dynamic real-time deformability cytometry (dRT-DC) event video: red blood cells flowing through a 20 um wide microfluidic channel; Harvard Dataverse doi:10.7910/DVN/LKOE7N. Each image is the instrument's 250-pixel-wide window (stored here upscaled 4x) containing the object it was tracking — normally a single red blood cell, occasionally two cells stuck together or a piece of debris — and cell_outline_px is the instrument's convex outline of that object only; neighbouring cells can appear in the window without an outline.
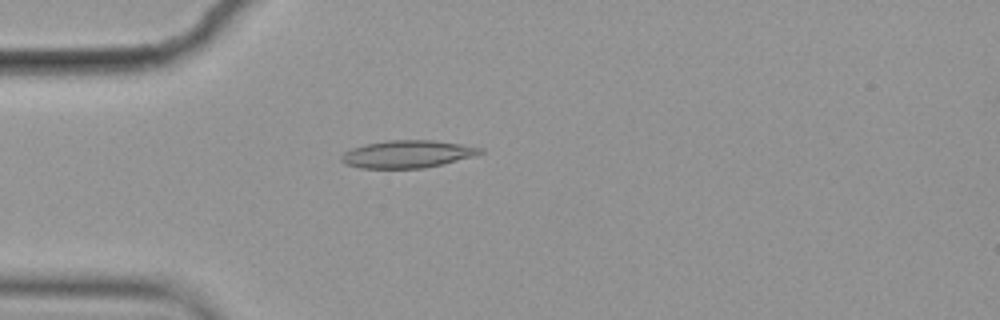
{"species": "common noctule bat (a hibernating species)", "species_latin": "Nyctalus noctula", "temperature_condition": "cold", "stored_images_in_passage": 50, "camera_frame_rate_fps": 3000, "um_per_image_px": 0.085, "animal": {"sex": "female", "body_mass_g": 19.9}, "frame": {"image": 1, "passage_image": 9, "time_ms": 2.667, "image_size_px": [1000, 320], "cell_outline_px": [[484, 152], [476, 156], [424, 168], [360, 168], [344, 164], [340, 160], [340, 156], [344, 152], [352, 148], [364, 144], [388, 140], [432, 140], [460, 144], [484, 148]], "centroid_in_image_um": [34.62, 13.1], "position_along_channel_um": 50.4, "area_um2": 22.37}}
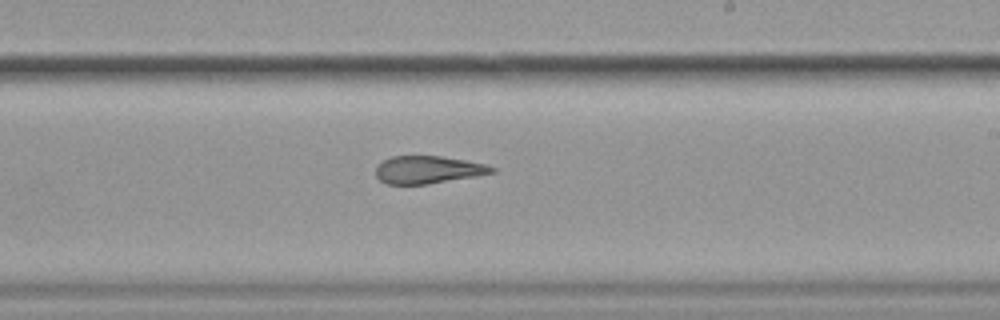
{"frame": {"image": 2, "passage_image": 27, "time_ms": 8.667, "image_size_px": [1000, 320], "cell_outline_px": [[496, 172], [476, 176], [428, 184], [388, 184], [380, 180], [376, 176], [376, 164], [392, 156], [440, 156], [464, 160], [484, 164], [496, 168]], "centroid_in_image_um": [36.36, 14.43], "position_along_channel_um": 252.6, "area_um2": 18.61}}
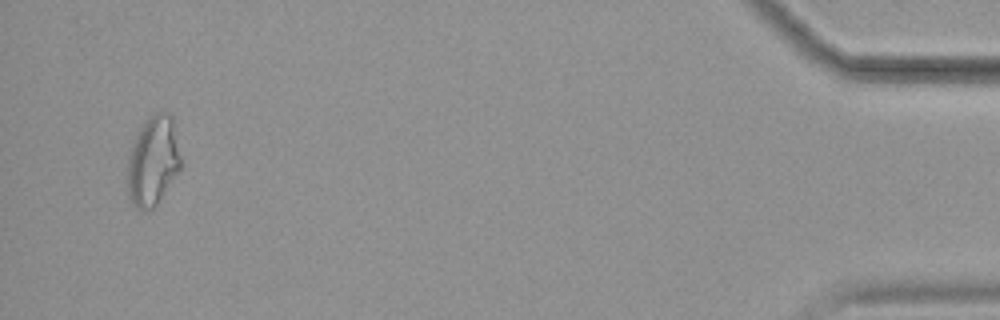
{"frame": {"image": 3, "passage_image": 48, "time_ms": 15.667, "image_size_px": [1000, 320], "cell_outline_px": [[180, 168], [156, 204], [152, 208], [136, 208], [132, 204], [128, 196], [128, 152], [132, 140], [136, 132], [144, 120], [148, 116], [156, 112], [168, 112], [172, 116], [180, 156]], "centroid_in_image_um": [12.96, 13.61], "position_along_channel_um": 422.2, "area_um2": 27.69}, "authors_computed_cell_mechanics": {"area_um2": 21.386, "velocity_mm_per_s": 3.5442, "shape_relaxation_time_tau1_ms": null, "shape_relaxation_time_tau2_ms": 3.0302, "deformation_change_tau1": null, "deformation_change_tau2": 0.1181}}